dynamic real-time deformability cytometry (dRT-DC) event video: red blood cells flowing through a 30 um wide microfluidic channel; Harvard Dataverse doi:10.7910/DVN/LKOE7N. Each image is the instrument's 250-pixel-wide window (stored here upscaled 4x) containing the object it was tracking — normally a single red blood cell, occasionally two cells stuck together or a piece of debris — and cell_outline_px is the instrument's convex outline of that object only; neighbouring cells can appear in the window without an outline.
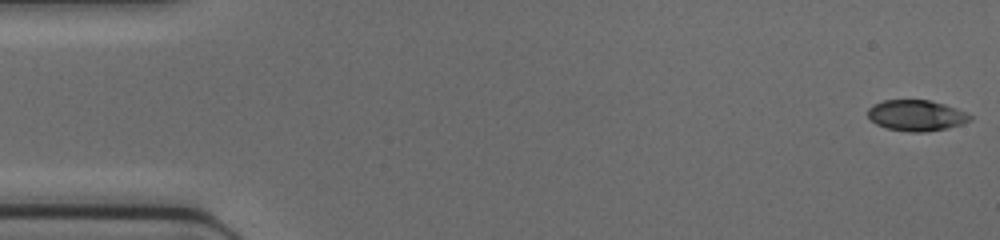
{"species": "common noctule bat (a hibernating species)", "species_latin": "Nyctalus noctula", "temperature_condition": "cold", "stored_images_in_passage": 46, "camera_frame_rate_fps": 3000, "um_per_image_px": 0.085, "animal": {"sex": "female", "body_mass_g": 17.0, "forearm_length_mm": 48.0}, "frame": {"image": 1, "passage_image": 1, "time_ms": 0.0, "image_size_px": [1000, 240], "cell_outline_px": [[972, 116], [968, 120], [960, 124], [948, 128], [924, 132], [912, 132], [888, 128], [876, 124], [868, 116], [868, 108], [872, 104], [884, 100], [928, 100], [944, 104], [956, 108]], "centroid_in_image_um": [77.85, 9.8], "position_along_channel_um": 7.2, "area_um2": 18.15}}
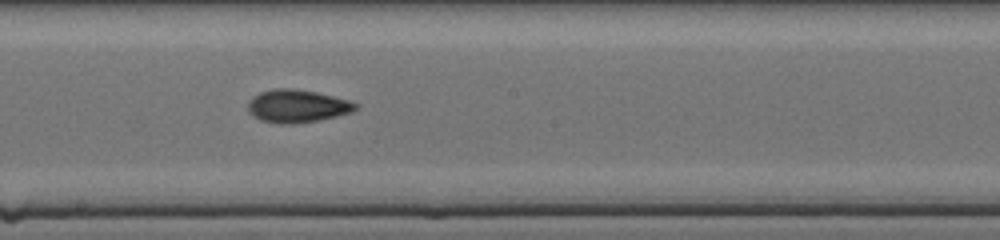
{"frame": {"image": 2, "passage_image": 25, "time_ms": 8.0, "image_size_px": [1000, 240], "cell_outline_px": [[360, 108], [352, 112], [320, 120], [292, 124], [280, 124], [260, 120], [252, 116], [248, 112], [248, 100], [252, 96], [260, 92], [272, 88], [292, 88], [316, 92], [348, 100], [360, 104]], "centroid_in_image_um": [25.25, 9.02], "position_along_channel_um": 223.0, "area_um2": 20.92}}
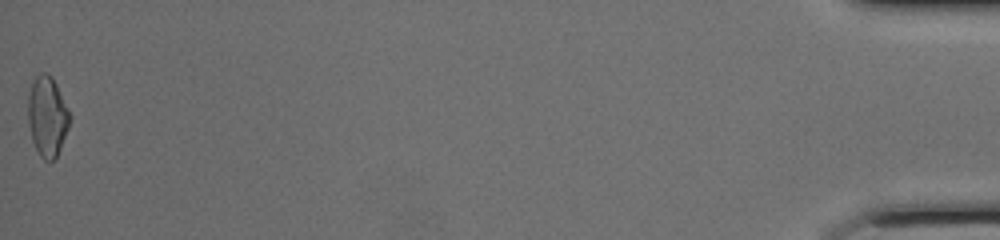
{"frame": {"image": 3, "passage_image": 46, "time_ms": 15.0, "image_size_px": [1000, 240], "cell_outline_px": [[72, 116], [68, 128], [60, 148], [56, 156], [52, 160], [44, 160], [40, 156], [32, 140], [28, 124], [28, 92], [32, 80], [40, 72], [44, 72], [52, 76]], "centroid_in_image_um": [4.01, 9.85], "position_along_channel_um": 431.2, "area_um2": 19.54}}